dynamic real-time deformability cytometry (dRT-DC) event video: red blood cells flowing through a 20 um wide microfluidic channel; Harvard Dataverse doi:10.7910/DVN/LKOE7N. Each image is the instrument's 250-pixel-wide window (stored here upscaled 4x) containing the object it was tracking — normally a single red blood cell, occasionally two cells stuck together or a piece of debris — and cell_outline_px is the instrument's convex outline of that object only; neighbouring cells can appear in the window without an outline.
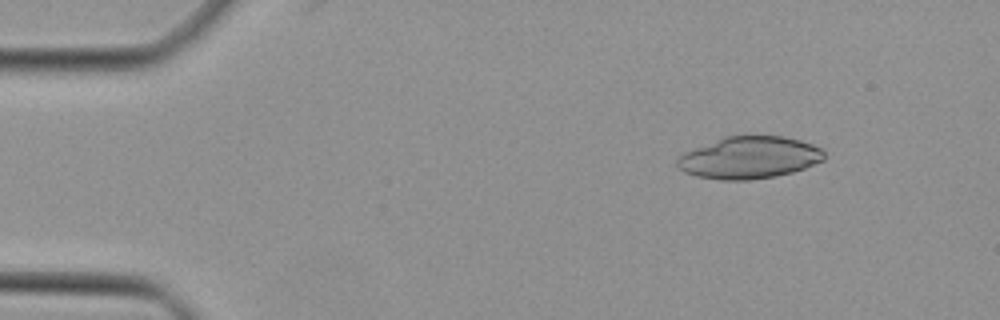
{"species": "Egyptian fruit bat (a non-hibernating species)", "species_latin": "Rousettus aegyptiacus", "temperature_condition": "cold", "stored_images_in_passage": 36, "camera_frame_rate_fps": 3000, "um_per_image_px": 0.085, "animal": {"sex": "female"}, "frame": {"image": 1, "passage_image": 2, "time_ms": 0.333, "image_size_px": [1000, 320], "cell_outline_px": [[824, 160], [804, 168], [792, 172], [776, 176], [748, 180], [720, 180], [696, 176], [684, 172], [676, 164], [676, 156], [684, 152], [724, 136], [784, 136], [800, 140], [812, 144], [820, 148], [824, 152]], "centroid_in_image_um": [63.66, 13.4], "position_along_channel_um": 21.3, "area_um2": 36.13}}
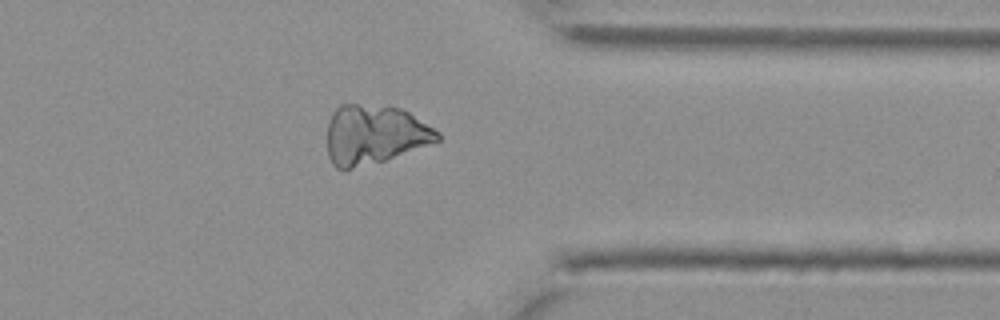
{"frame": {"image": 2, "passage_image": 33, "time_ms": 10.667, "image_size_px": [1000, 320], "cell_outline_px": [[440, 140], [384, 160], [348, 168], [336, 168], [332, 164], [328, 156], [328, 124], [332, 112], [340, 104], [388, 104], [400, 108], [408, 112], [440, 132]], "centroid_in_image_um": [31.81, 11.39], "position_along_channel_um": 379.6, "area_um2": 37.86}}